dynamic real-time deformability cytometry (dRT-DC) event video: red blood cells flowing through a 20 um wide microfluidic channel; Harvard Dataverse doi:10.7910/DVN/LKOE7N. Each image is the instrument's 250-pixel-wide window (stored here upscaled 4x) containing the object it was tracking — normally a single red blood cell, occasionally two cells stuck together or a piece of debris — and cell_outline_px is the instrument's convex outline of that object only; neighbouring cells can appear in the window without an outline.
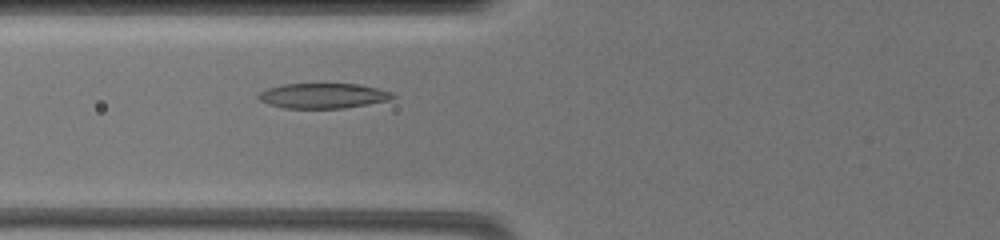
{"species": "common noctule bat (a hibernating species)", "species_latin": "Nyctalus noctula", "temperature_condition": "warm", "stored_images_in_passage": 68, "camera_frame_rate_fps": 3000, "um_per_image_px": 0.085, "animal": {"sex": "female", "body_mass_g": 19.5, "forearm_length_mm": 54.1}, "frame": {"image": 1, "passage_image": 19, "time_ms": 4.0, "image_size_px": [1000, 240], "cell_outline_px": [[396, 96], [388, 100], [368, 104], [344, 108], [284, 108], [268, 104], [260, 100], [256, 96], [260, 92], [268, 88], [284, 84], [356, 84], [376, 88], [392, 92]], "centroid_in_image_um": [27.44, 8.14], "position_along_channel_um": 98.4, "area_um2": 19.48}}
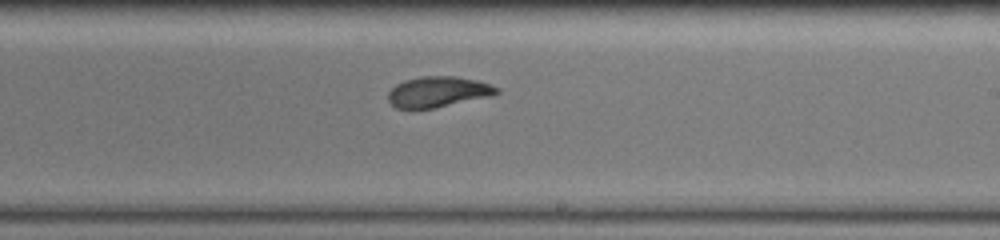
{"frame": {"image": 2, "passage_image": 39, "time_ms": 8.333, "image_size_px": [1000, 240], "cell_outline_px": [[500, 92], [488, 96], [436, 108], [396, 108], [388, 100], [388, 92], [396, 84], [404, 80], [424, 76], [456, 76], [476, 80], [500, 88]], "centroid_in_image_um": [37.21, 7.8], "position_along_channel_um": 251.8, "area_um2": 19.19}}
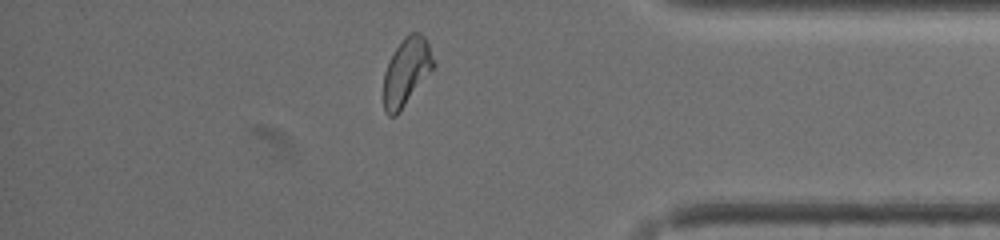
{"frame": {"image": 3, "passage_image": 58, "time_ms": 13.0, "image_size_px": [1000, 240], "cell_outline_px": [[436, 64], [400, 112], [396, 116], [388, 116], [384, 112], [384, 72], [396, 48], [404, 36], [408, 32], [420, 32], [424, 36], [428, 44]], "centroid_in_image_um": [34.55, 6.09], "position_along_channel_um": 400.7, "area_um2": 19.54}, "authors_computed_cell_mechanics": {"area_um2": 19.7098, "velocity_mm_per_s": 3.5451, "shape_relaxation_time_tau1_ms": 4.5826, "shape_relaxation_time_tau2_ms": 2.4812, "deformation_change_tau1": 0.1647, "deformation_change_tau2": 0.0816}}